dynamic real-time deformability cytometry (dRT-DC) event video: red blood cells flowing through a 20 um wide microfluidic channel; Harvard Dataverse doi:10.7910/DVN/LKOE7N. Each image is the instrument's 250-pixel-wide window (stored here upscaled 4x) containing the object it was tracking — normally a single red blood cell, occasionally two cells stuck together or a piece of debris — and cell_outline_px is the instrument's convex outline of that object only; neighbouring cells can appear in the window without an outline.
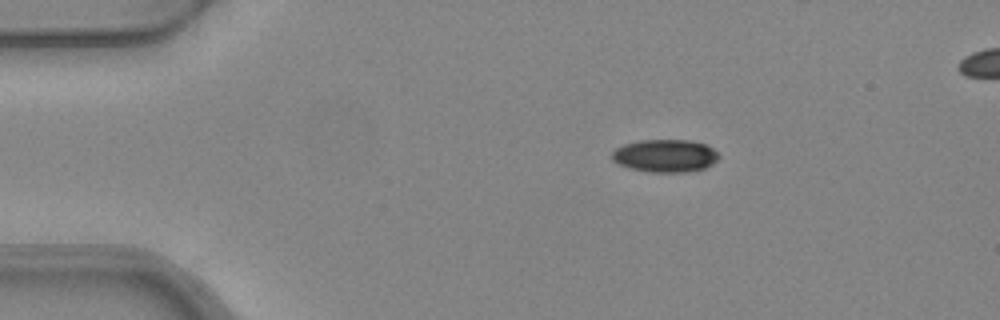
{"species": "common noctule bat (a hibernating species)", "species_latin": "Nyctalus noctula", "temperature_condition": "warm", "stored_images_in_passage": 5, "camera_frame_rate_fps": 3000, "um_per_image_px": 0.085, "animal": {"sex": "female", "body_mass_g": 24.6, "forearm_length_mm": 56.2}, "frame": {"image": 1, "passage_image": 1, "time_ms": 0.0, "image_size_px": [1000, 320], "cell_outline_px": [[720, 156], [712, 164], [704, 168], [688, 172], [648, 172], [628, 168], [612, 160], [612, 152], [616, 148], [624, 144], [640, 140], [688, 140], [704, 144], [712, 148]], "centroid_in_image_um": [56.52, 13.24], "position_along_channel_um": 28.5, "area_um2": 20.35}}
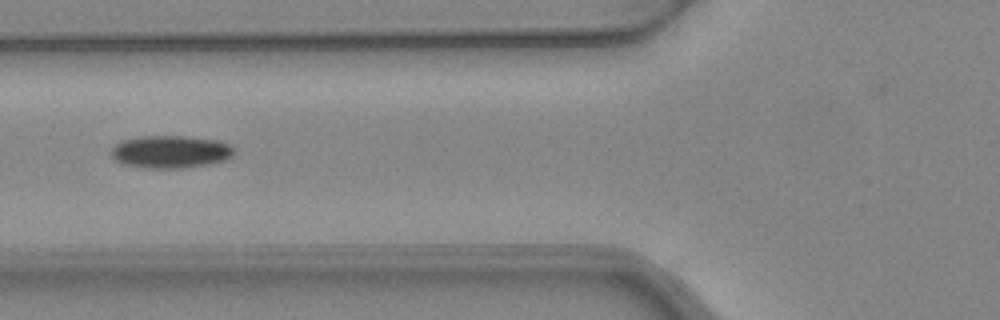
{"frame": {"image": 2, "passage_image": 4, "time_ms": 1.0, "image_size_px": [1000, 320], "cell_outline_px": [[236, 152], [232, 156], [224, 160], [208, 164], [180, 168], [148, 168], [124, 164], [116, 160], [112, 156], [112, 148], [116, 144], [124, 140], [144, 136], [184, 136], [216, 140], [228, 144]], "centroid_in_image_um": [14.51, 12.9], "position_along_channel_um": 111.3, "area_um2": 23.0}}
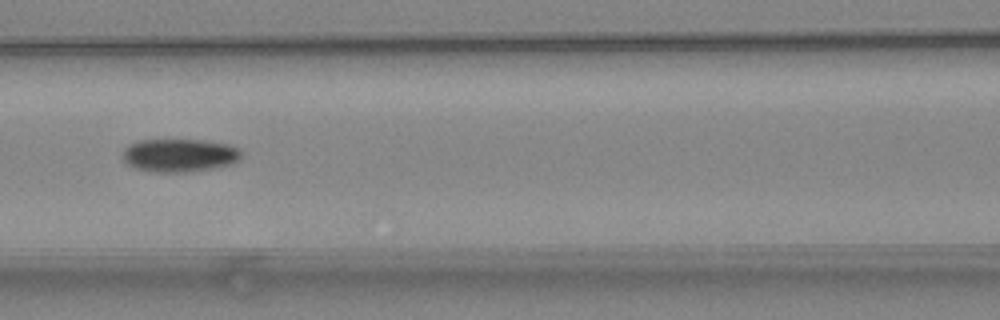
{"frame": {"image": 3, "passage_image": 5, "time_ms": 1.333, "image_size_px": [1000, 320], "cell_outline_px": [[240, 156], [232, 164], [212, 168], [188, 172], [148, 172], [124, 164], [120, 156], [124, 148], [128, 144], [140, 140], [204, 140], [228, 144], [236, 148], [240, 152]], "centroid_in_image_um": [15.14, 13.21], "position_along_channel_um": 151.5, "area_um2": 23.12}}